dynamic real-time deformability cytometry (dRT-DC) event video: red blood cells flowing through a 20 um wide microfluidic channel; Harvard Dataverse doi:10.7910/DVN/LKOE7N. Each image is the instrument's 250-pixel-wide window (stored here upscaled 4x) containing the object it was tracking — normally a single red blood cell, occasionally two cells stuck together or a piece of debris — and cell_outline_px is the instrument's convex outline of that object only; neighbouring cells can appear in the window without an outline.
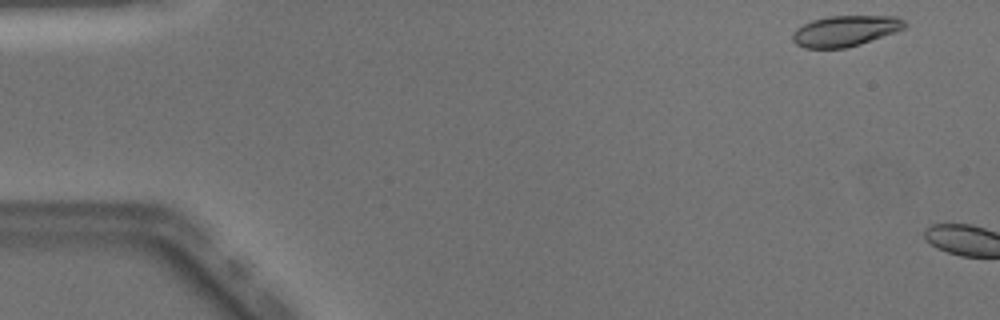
{"species": "Egyptian fruit bat (a non-hibernating species)", "species_latin": "Rousettus aegyptiacus", "temperature_condition": "warm", "stored_images_in_passage": 6, "camera_frame_rate_fps": 3000, "um_per_image_px": 0.085, "animal": {"sex": "male"}, "frame": {"image": 1, "passage_image": 3, "time_ms": 0.667, "image_size_px": [1000, 320], "cell_outline_px": [[908, 24], [904, 28], [896, 32], [860, 44], [844, 48], [804, 48], [796, 44], [792, 40], [792, 32], [796, 28], [812, 20], [828, 16], [896, 16], [904, 20]], "centroid_in_image_um": [71.84, 2.62], "position_along_channel_um": 13.2, "area_um2": 20.17}}